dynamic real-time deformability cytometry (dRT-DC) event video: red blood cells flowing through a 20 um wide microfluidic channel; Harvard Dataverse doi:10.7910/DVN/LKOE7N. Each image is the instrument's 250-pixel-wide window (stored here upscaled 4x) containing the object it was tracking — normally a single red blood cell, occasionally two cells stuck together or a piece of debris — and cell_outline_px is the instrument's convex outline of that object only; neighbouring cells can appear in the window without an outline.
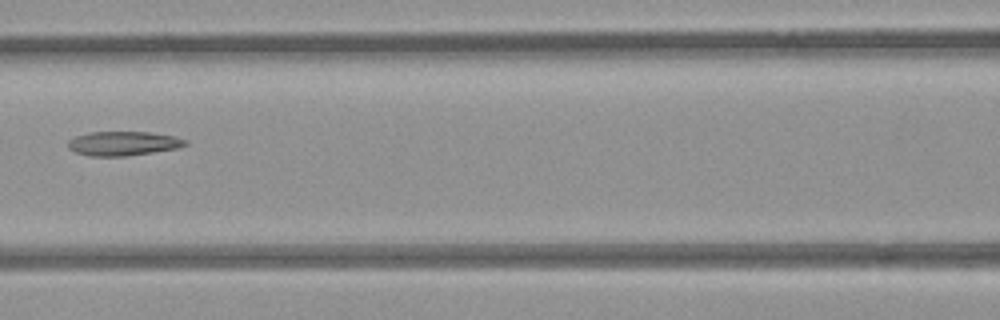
{"species": "common noctule bat (a hibernating species)", "species_latin": "Nyctalus noctula", "temperature_condition": "room temperature", "stored_images_in_passage": 3, "camera_frame_rate_fps": 3000, "um_per_image_px": 0.085, "animal": {"sex": "female", "body_mass_g": 21.9}, "frame": {"image": 1, "passage_image": 3, "time_ms": 0.667, "image_size_px": [1000, 320], "cell_outline_px": [[188, 144], [176, 148], [152, 152], [124, 156], [88, 156], [76, 152], [68, 148], [68, 140], [76, 136], [88, 132], [148, 132], [176, 136], [188, 140]], "centroid_in_image_um": [10.47, 12.19], "position_along_channel_um": 156.1, "area_um2": 16.53}}